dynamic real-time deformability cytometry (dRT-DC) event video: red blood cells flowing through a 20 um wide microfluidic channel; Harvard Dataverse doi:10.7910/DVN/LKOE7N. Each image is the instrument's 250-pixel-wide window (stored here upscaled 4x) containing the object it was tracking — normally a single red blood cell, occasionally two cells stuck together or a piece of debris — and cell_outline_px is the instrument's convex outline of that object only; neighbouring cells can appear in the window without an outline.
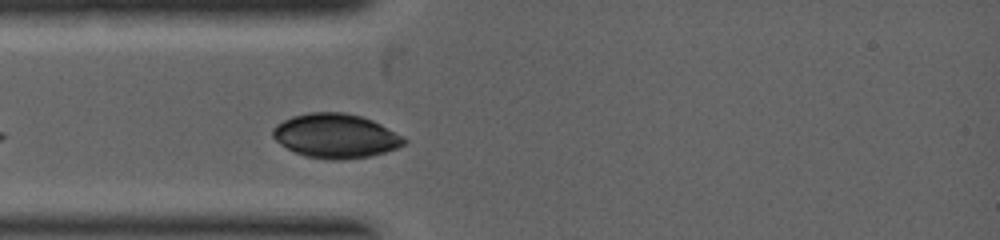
{"species": "common noctule bat (a hibernating species)", "species_latin": "Nyctalus noctula", "temperature_condition": "warm", "stored_images_in_passage": 1, "camera_frame_rate_fps": 5000, "um_per_image_px": 0.085, "animal": {"sex": "female", "body_mass_g": 19.0, "forearm_length_mm": 53.3}, "frame": {"image": 1, "passage_image": 1, "time_ms": 0.0, "image_size_px": [1000, 240], "cell_outline_px": [[408, 140], [404, 144], [396, 148], [372, 156], [344, 160], [332, 160], [304, 156], [280, 144], [272, 136], [272, 128], [276, 124], [292, 116], [308, 112], [344, 112], [360, 116], [372, 120], [380, 124]], "centroid_in_image_um": [28.5, 11.55], "position_along_channel_um": 56.5, "area_um2": 33.81}}